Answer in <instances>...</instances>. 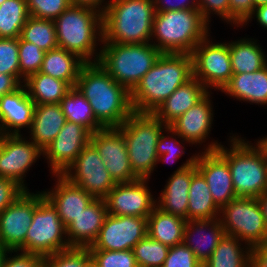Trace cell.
Returning a JSON list of instances; mask_svg holds the SVG:
<instances>
[{
    "label": "cell",
    "mask_w": 267,
    "mask_h": 267,
    "mask_svg": "<svg viewBox=\"0 0 267 267\" xmlns=\"http://www.w3.org/2000/svg\"><path fill=\"white\" fill-rule=\"evenodd\" d=\"M87 267H97L93 262H91Z\"/></svg>",
    "instance_id": "59"
},
{
    "label": "cell",
    "mask_w": 267,
    "mask_h": 267,
    "mask_svg": "<svg viewBox=\"0 0 267 267\" xmlns=\"http://www.w3.org/2000/svg\"><path fill=\"white\" fill-rule=\"evenodd\" d=\"M233 134L230 148L211 141L204 151H217L227 162L237 197L257 198L267 191V156L256 142ZM256 144V145H255Z\"/></svg>",
    "instance_id": "3"
},
{
    "label": "cell",
    "mask_w": 267,
    "mask_h": 267,
    "mask_svg": "<svg viewBox=\"0 0 267 267\" xmlns=\"http://www.w3.org/2000/svg\"><path fill=\"white\" fill-rule=\"evenodd\" d=\"M167 134L161 133L156 150H157V156L158 160L157 162H165L171 164L176 162L183 154H185L186 151H184L185 145L182 146V142L180 141L182 138L177 135L170 127H167L166 129ZM180 140H178L177 138Z\"/></svg>",
    "instance_id": "43"
},
{
    "label": "cell",
    "mask_w": 267,
    "mask_h": 267,
    "mask_svg": "<svg viewBox=\"0 0 267 267\" xmlns=\"http://www.w3.org/2000/svg\"><path fill=\"white\" fill-rule=\"evenodd\" d=\"M193 77L187 53H162L131 91L134 112L153 113L178 87Z\"/></svg>",
    "instance_id": "2"
},
{
    "label": "cell",
    "mask_w": 267,
    "mask_h": 267,
    "mask_svg": "<svg viewBox=\"0 0 267 267\" xmlns=\"http://www.w3.org/2000/svg\"><path fill=\"white\" fill-rule=\"evenodd\" d=\"M224 235L225 230L219 218L188 220L184 228L183 243L201 263H205Z\"/></svg>",
    "instance_id": "25"
},
{
    "label": "cell",
    "mask_w": 267,
    "mask_h": 267,
    "mask_svg": "<svg viewBox=\"0 0 267 267\" xmlns=\"http://www.w3.org/2000/svg\"><path fill=\"white\" fill-rule=\"evenodd\" d=\"M54 23L59 48L76 54L85 63L98 62L97 46L103 42V14L70 5Z\"/></svg>",
    "instance_id": "5"
},
{
    "label": "cell",
    "mask_w": 267,
    "mask_h": 267,
    "mask_svg": "<svg viewBox=\"0 0 267 267\" xmlns=\"http://www.w3.org/2000/svg\"><path fill=\"white\" fill-rule=\"evenodd\" d=\"M19 38H0V73L13 75L20 82Z\"/></svg>",
    "instance_id": "42"
},
{
    "label": "cell",
    "mask_w": 267,
    "mask_h": 267,
    "mask_svg": "<svg viewBox=\"0 0 267 267\" xmlns=\"http://www.w3.org/2000/svg\"><path fill=\"white\" fill-rule=\"evenodd\" d=\"M209 90L195 77L178 87L153 113L169 126L201 101Z\"/></svg>",
    "instance_id": "26"
},
{
    "label": "cell",
    "mask_w": 267,
    "mask_h": 267,
    "mask_svg": "<svg viewBox=\"0 0 267 267\" xmlns=\"http://www.w3.org/2000/svg\"><path fill=\"white\" fill-rule=\"evenodd\" d=\"M209 24L198 9L155 12L151 43L161 53L191 54L210 36Z\"/></svg>",
    "instance_id": "6"
},
{
    "label": "cell",
    "mask_w": 267,
    "mask_h": 267,
    "mask_svg": "<svg viewBox=\"0 0 267 267\" xmlns=\"http://www.w3.org/2000/svg\"><path fill=\"white\" fill-rule=\"evenodd\" d=\"M66 121L59 103L35 105L28 137L43 151L55 139Z\"/></svg>",
    "instance_id": "28"
},
{
    "label": "cell",
    "mask_w": 267,
    "mask_h": 267,
    "mask_svg": "<svg viewBox=\"0 0 267 267\" xmlns=\"http://www.w3.org/2000/svg\"><path fill=\"white\" fill-rule=\"evenodd\" d=\"M196 168L205 178L215 204L221 209L236 198L228 162L217 151H201Z\"/></svg>",
    "instance_id": "20"
},
{
    "label": "cell",
    "mask_w": 267,
    "mask_h": 267,
    "mask_svg": "<svg viewBox=\"0 0 267 267\" xmlns=\"http://www.w3.org/2000/svg\"><path fill=\"white\" fill-rule=\"evenodd\" d=\"M253 11V0H229V24L242 27L251 17Z\"/></svg>",
    "instance_id": "47"
},
{
    "label": "cell",
    "mask_w": 267,
    "mask_h": 267,
    "mask_svg": "<svg viewBox=\"0 0 267 267\" xmlns=\"http://www.w3.org/2000/svg\"><path fill=\"white\" fill-rule=\"evenodd\" d=\"M201 262L184 243L169 248L162 267H199Z\"/></svg>",
    "instance_id": "45"
},
{
    "label": "cell",
    "mask_w": 267,
    "mask_h": 267,
    "mask_svg": "<svg viewBox=\"0 0 267 267\" xmlns=\"http://www.w3.org/2000/svg\"><path fill=\"white\" fill-rule=\"evenodd\" d=\"M254 16L256 18V21L260 24V26L263 27V29L264 28L267 29V4L255 8L251 17L242 26L247 25L249 21L255 19Z\"/></svg>",
    "instance_id": "54"
},
{
    "label": "cell",
    "mask_w": 267,
    "mask_h": 267,
    "mask_svg": "<svg viewBox=\"0 0 267 267\" xmlns=\"http://www.w3.org/2000/svg\"><path fill=\"white\" fill-rule=\"evenodd\" d=\"M166 126L154 113L133 112L118 129L123 133L133 172L150 179L157 167L156 146Z\"/></svg>",
    "instance_id": "7"
},
{
    "label": "cell",
    "mask_w": 267,
    "mask_h": 267,
    "mask_svg": "<svg viewBox=\"0 0 267 267\" xmlns=\"http://www.w3.org/2000/svg\"><path fill=\"white\" fill-rule=\"evenodd\" d=\"M90 143L98 151L115 183H129L140 179L133 172L125 138L118 128H103L92 133Z\"/></svg>",
    "instance_id": "15"
},
{
    "label": "cell",
    "mask_w": 267,
    "mask_h": 267,
    "mask_svg": "<svg viewBox=\"0 0 267 267\" xmlns=\"http://www.w3.org/2000/svg\"><path fill=\"white\" fill-rule=\"evenodd\" d=\"M250 267H267V240L251 248Z\"/></svg>",
    "instance_id": "51"
},
{
    "label": "cell",
    "mask_w": 267,
    "mask_h": 267,
    "mask_svg": "<svg viewBox=\"0 0 267 267\" xmlns=\"http://www.w3.org/2000/svg\"><path fill=\"white\" fill-rule=\"evenodd\" d=\"M9 252L7 249L0 246V267H2L3 262L5 260V255Z\"/></svg>",
    "instance_id": "57"
},
{
    "label": "cell",
    "mask_w": 267,
    "mask_h": 267,
    "mask_svg": "<svg viewBox=\"0 0 267 267\" xmlns=\"http://www.w3.org/2000/svg\"><path fill=\"white\" fill-rule=\"evenodd\" d=\"M236 40L229 41L233 74L253 73L267 65V54L256 39L244 37Z\"/></svg>",
    "instance_id": "29"
},
{
    "label": "cell",
    "mask_w": 267,
    "mask_h": 267,
    "mask_svg": "<svg viewBox=\"0 0 267 267\" xmlns=\"http://www.w3.org/2000/svg\"><path fill=\"white\" fill-rule=\"evenodd\" d=\"M148 181L149 179H138L129 183H116L104 198L108 214L148 217L156 207Z\"/></svg>",
    "instance_id": "18"
},
{
    "label": "cell",
    "mask_w": 267,
    "mask_h": 267,
    "mask_svg": "<svg viewBox=\"0 0 267 267\" xmlns=\"http://www.w3.org/2000/svg\"><path fill=\"white\" fill-rule=\"evenodd\" d=\"M12 253L14 254L12 256ZM9 254V255H8ZM2 267H43V257L19 251H9Z\"/></svg>",
    "instance_id": "48"
},
{
    "label": "cell",
    "mask_w": 267,
    "mask_h": 267,
    "mask_svg": "<svg viewBox=\"0 0 267 267\" xmlns=\"http://www.w3.org/2000/svg\"><path fill=\"white\" fill-rule=\"evenodd\" d=\"M169 248L147 234L132 250L138 267H162Z\"/></svg>",
    "instance_id": "38"
},
{
    "label": "cell",
    "mask_w": 267,
    "mask_h": 267,
    "mask_svg": "<svg viewBox=\"0 0 267 267\" xmlns=\"http://www.w3.org/2000/svg\"><path fill=\"white\" fill-rule=\"evenodd\" d=\"M24 85L35 105L60 103L72 88L67 82L41 72L30 75Z\"/></svg>",
    "instance_id": "33"
},
{
    "label": "cell",
    "mask_w": 267,
    "mask_h": 267,
    "mask_svg": "<svg viewBox=\"0 0 267 267\" xmlns=\"http://www.w3.org/2000/svg\"><path fill=\"white\" fill-rule=\"evenodd\" d=\"M71 248L56 208L38 191V205L25 237V253L42 257Z\"/></svg>",
    "instance_id": "9"
},
{
    "label": "cell",
    "mask_w": 267,
    "mask_h": 267,
    "mask_svg": "<svg viewBox=\"0 0 267 267\" xmlns=\"http://www.w3.org/2000/svg\"><path fill=\"white\" fill-rule=\"evenodd\" d=\"M35 103L22 84L15 91L0 98V134H21V129H30Z\"/></svg>",
    "instance_id": "22"
},
{
    "label": "cell",
    "mask_w": 267,
    "mask_h": 267,
    "mask_svg": "<svg viewBox=\"0 0 267 267\" xmlns=\"http://www.w3.org/2000/svg\"><path fill=\"white\" fill-rule=\"evenodd\" d=\"M38 205V192H23L0 213V246L25 253V237Z\"/></svg>",
    "instance_id": "13"
},
{
    "label": "cell",
    "mask_w": 267,
    "mask_h": 267,
    "mask_svg": "<svg viewBox=\"0 0 267 267\" xmlns=\"http://www.w3.org/2000/svg\"><path fill=\"white\" fill-rule=\"evenodd\" d=\"M91 262L88 248L71 247L43 257V267H87Z\"/></svg>",
    "instance_id": "40"
},
{
    "label": "cell",
    "mask_w": 267,
    "mask_h": 267,
    "mask_svg": "<svg viewBox=\"0 0 267 267\" xmlns=\"http://www.w3.org/2000/svg\"><path fill=\"white\" fill-rule=\"evenodd\" d=\"M155 12L171 10L198 9L197 0H152Z\"/></svg>",
    "instance_id": "50"
},
{
    "label": "cell",
    "mask_w": 267,
    "mask_h": 267,
    "mask_svg": "<svg viewBox=\"0 0 267 267\" xmlns=\"http://www.w3.org/2000/svg\"><path fill=\"white\" fill-rule=\"evenodd\" d=\"M84 64L85 62L76 54L57 47L45 53L39 72L75 87L79 72Z\"/></svg>",
    "instance_id": "30"
},
{
    "label": "cell",
    "mask_w": 267,
    "mask_h": 267,
    "mask_svg": "<svg viewBox=\"0 0 267 267\" xmlns=\"http://www.w3.org/2000/svg\"><path fill=\"white\" fill-rule=\"evenodd\" d=\"M147 235V217L107 214L99 235L88 250H132Z\"/></svg>",
    "instance_id": "16"
},
{
    "label": "cell",
    "mask_w": 267,
    "mask_h": 267,
    "mask_svg": "<svg viewBox=\"0 0 267 267\" xmlns=\"http://www.w3.org/2000/svg\"><path fill=\"white\" fill-rule=\"evenodd\" d=\"M257 201L260 205L261 211L264 216L265 224L267 227V191L264 192L261 196H258Z\"/></svg>",
    "instance_id": "55"
},
{
    "label": "cell",
    "mask_w": 267,
    "mask_h": 267,
    "mask_svg": "<svg viewBox=\"0 0 267 267\" xmlns=\"http://www.w3.org/2000/svg\"><path fill=\"white\" fill-rule=\"evenodd\" d=\"M23 137L22 134H0V177L11 179L29 191L24 177L43 151Z\"/></svg>",
    "instance_id": "14"
},
{
    "label": "cell",
    "mask_w": 267,
    "mask_h": 267,
    "mask_svg": "<svg viewBox=\"0 0 267 267\" xmlns=\"http://www.w3.org/2000/svg\"><path fill=\"white\" fill-rule=\"evenodd\" d=\"M54 188L42 191L44 196L56 208L63 225L66 227L95 198L81 187L69 182L62 175H54Z\"/></svg>",
    "instance_id": "23"
},
{
    "label": "cell",
    "mask_w": 267,
    "mask_h": 267,
    "mask_svg": "<svg viewBox=\"0 0 267 267\" xmlns=\"http://www.w3.org/2000/svg\"><path fill=\"white\" fill-rule=\"evenodd\" d=\"M97 267H138L133 250H89Z\"/></svg>",
    "instance_id": "41"
},
{
    "label": "cell",
    "mask_w": 267,
    "mask_h": 267,
    "mask_svg": "<svg viewBox=\"0 0 267 267\" xmlns=\"http://www.w3.org/2000/svg\"><path fill=\"white\" fill-rule=\"evenodd\" d=\"M208 37L203 39L191 53L193 77L210 92L212 89L221 91L233 75L229 42L214 43Z\"/></svg>",
    "instance_id": "11"
},
{
    "label": "cell",
    "mask_w": 267,
    "mask_h": 267,
    "mask_svg": "<svg viewBox=\"0 0 267 267\" xmlns=\"http://www.w3.org/2000/svg\"><path fill=\"white\" fill-rule=\"evenodd\" d=\"M221 92L239 101L267 106V65L253 73L233 74Z\"/></svg>",
    "instance_id": "27"
},
{
    "label": "cell",
    "mask_w": 267,
    "mask_h": 267,
    "mask_svg": "<svg viewBox=\"0 0 267 267\" xmlns=\"http://www.w3.org/2000/svg\"><path fill=\"white\" fill-rule=\"evenodd\" d=\"M187 220L155 207L147 217V234L169 247L183 243Z\"/></svg>",
    "instance_id": "31"
},
{
    "label": "cell",
    "mask_w": 267,
    "mask_h": 267,
    "mask_svg": "<svg viewBox=\"0 0 267 267\" xmlns=\"http://www.w3.org/2000/svg\"><path fill=\"white\" fill-rule=\"evenodd\" d=\"M70 5V0H27L31 17L53 21Z\"/></svg>",
    "instance_id": "44"
},
{
    "label": "cell",
    "mask_w": 267,
    "mask_h": 267,
    "mask_svg": "<svg viewBox=\"0 0 267 267\" xmlns=\"http://www.w3.org/2000/svg\"><path fill=\"white\" fill-rule=\"evenodd\" d=\"M59 104L68 121L81 124L91 133L103 129L96 121L89 101L76 87H72Z\"/></svg>",
    "instance_id": "35"
},
{
    "label": "cell",
    "mask_w": 267,
    "mask_h": 267,
    "mask_svg": "<svg viewBox=\"0 0 267 267\" xmlns=\"http://www.w3.org/2000/svg\"><path fill=\"white\" fill-rule=\"evenodd\" d=\"M98 63L130 92L162 54L152 43H102Z\"/></svg>",
    "instance_id": "8"
},
{
    "label": "cell",
    "mask_w": 267,
    "mask_h": 267,
    "mask_svg": "<svg viewBox=\"0 0 267 267\" xmlns=\"http://www.w3.org/2000/svg\"><path fill=\"white\" fill-rule=\"evenodd\" d=\"M91 132L84 126L66 121L55 139L43 150L51 174L62 175L90 143Z\"/></svg>",
    "instance_id": "17"
},
{
    "label": "cell",
    "mask_w": 267,
    "mask_h": 267,
    "mask_svg": "<svg viewBox=\"0 0 267 267\" xmlns=\"http://www.w3.org/2000/svg\"><path fill=\"white\" fill-rule=\"evenodd\" d=\"M4 1H6V0H0V5H1Z\"/></svg>",
    "instance_id": "61"
},
{
    "label": "cell",
    "mask_w": 267,
    "mask_h": 267,
    "mask_svg": "<svg viewBox=\"0 0 267 267\" xmlns=\"http://www.w3.org/2000/svg\"><path fill=\"white\" fill-rule=\"evenodd\" d=\"M62 176L95 199H104L116 184L91 143L83 148Z\"/></svg>",
    "instance_id": "12"
},
{
    "label": "cell",
    "mask_w": 267,
    "mask_h": 267,
    "mask_svg": "<svg viewBox=\"0 0 267 267\" xmlns=\"http://www.w3.org/2000/svg\"><path fill=\"white\" fill-rule=\"evenodd\" d=\"M108 214L104 199H94L66 226L70 247L88 248L97 239Z\"/></svg>",
    "instance_id": "24"
},
{
    "label": "cell",
    "mask_w": 267,
    "mask_h": 267,
    "mask_svg": "<svg viewBox=\"0 0 267 267\" xmlns=\"http://www.w3.org/2000/svg\"><path fill=\"white\" fill-rule=\"evenodd\" d=\"M22 84L13 76L0 73V98L18 89Z\"/></svg>",
    "instance_id": "52"
},
{
    "label": "cell",
    "mask_w": 267,
    "mask_h": 267,
    "mask_svg": "<svg viewBox=\"0 0 267 267\" xmlns=\"http://www.w3.org/2000/svg\"><path fill=\"white\" fill-rule=\"evenodd\" d=\"M256 142L260 145V147L265 151L266 156H267V136L256 140Z\"/></svg>",
    "instance_id": "56"
},
{
    "label": "cell",
    "mask_w": 267,
    "mask_h": 267,
    "mask_svg": "<svg viewBox=\"0 0 267 267\" xmlns=\"http://www.w3.org/2000/svg\"><path fill=\"white\" fill-rule=\"evenodd\" d=\"M197 2L198 10L208 23L211 22V15L215 14L229 24V0H197Z\"/></svg>",
    "instance_id": "46"
},
{
    "label": "cell",
    "mask_w": 267,
    "mask_h": 267,
    "mask_svg": "<svg viewBox=\"0 0 267 267\" xmlns=\"http://www.w3.org/2000/svg\"><path fill=\"white\" fill-rule=\"evenodd\" d=\"M199 267H207L205 263H201Z\"/></svg>",
    "instance_id": "60"
},
{
    "label": "cell",
    "mask_w": 267,
    "mask_h": 267,
    "mask_svg": "<svg viewBox=\"0 0 267 267\" xmlns=\"http://www.w3.org/2000/svg\"><path fill=\"white\" fill-rule=\"evenodd\" d=\"M45 51L33 43L23 41L19 37V65H20V83L32 74L38 73L44 60Z\"/></svg>",
    "instance_id": "39"
},
{
    "label": "cell",
    "mask_w": 267,
    "mask_h": 267,
    "mask_svg": "<svg viewBox=\"0 0 267 267\" xmlns=\"http://www.w3.org/2000/svg\"><path fill=\"white\" fill-rule=\"evenodd\" d=\"M198 153L188 158L168 178L160 196L156 199V207L163 212L179 216L187 220L189 188L192 175L197 171L196 159ZM158 200V201H157Z\"/></svg>",
    "instance_id": "19"
},
{
    "label": "cell",
    "mask_w": 267,
    "mask_h": 267,
    "mask_svg": "<svg viewBox=\"0 0 267 267\" xmlns=\"http://www.w3.org/2000/svg\"><path fill=\"white\" fill-rule=\"evenodd\" d=\"M211 94L209 92L201 101L168 126L182 138L183 143H189V146L190 144L202 145L210 136L214 120Z\"/></svg>",
    "instance_id": "21"
},
{
    "label": "cell",
    "mask_w": 267,
    "mask_h": 267,
    "mask_svg": "<svg viewBox=\"0 0 267 267\" xmlns=\"http://www.w3.org/2000/svg\"><path fill=\"white\" fill-rule=\"evenodd\" d=\"M219 219L226 235L249 247L267 240V227L257 198L236 197L220 209Z\"/></svg>",
    "instance_id": "10"
},
{
    "label": "cell",
    "mask_w": 267,
    "mask_h": 267,
    "mask_svg": "<svg viewBox=\"0 0 267 267\" xmlns=\"http://www.w3.org/2000/svg\"><path fill=\"white\" fill-rule=\"evenodd\" d=\"M154 15L152 0H110L103 13L102 43H151Z\"/></svg>",
    "instance_id": "4"
},
{
    "label": "cell",
    "mask_w": 267,
    "mask_h": 267,
    "mask_svg": "<svg viewBox=\"0 0 267 267\" xmlns=\"http://www.w3.org/2000/svg\"><path fill=\"white\" fill-rule=\"evenodd\" d=\"M235 236L224 235L212 255L205 262L207 267H250L251 247L241 246ZM243 247V248H242Z\"/></svg>",
    "instance_id": "34"
},
{
    "label": "cell",
    "mask_w": 267,
    "mask_h": 267,
    "mask_svg": "<svg viewBox=\"0 0 267 267\" xmlns=\"http://www.w3.org/2000/svg\"><path fill=\"white\" fill-rule=\"evenodd\" d=\"M75 87L89 101L96 121L103 128H118L134 112L131 92L98 62L82 66Z\"/></svg>",
    "instance_id": "1"
},
{
    "label": "cell",
    "mask_w": 267,
    "mask_h": 267,
    "mask_svg": "<svg viewBox=\"0 0 267 267\" xmlns=\"http://www.w3.org/2000/svg\"><path fill=\"white\" fill-rule=\"evenodd\" d=\"M25 190L15 181L0 177V213L12 204Z\"/></svg>",
    "instance_id": "49"
},
{
    "label": "cell",
    "mask_w": 267,
    "mask_h": 267,
    "mask_svg": "<svg viewBox=\"0 0 267 267\" xmlns=\"http://www.w3.org/2000/svg\"><path fill=\"white\" fill-rule=\"evenodd\" d=\"M219 214L220 208L215 204L205 178L197 170L189 188L187 221L215 219Z\"/></svg>",
    "instance_id": "32"
},
{
    "label": "cell",
    "mask_w": 267,
    "mask_h": 267,
    "mask_svg": "<svg viewBox=\"0 0 267 267\" xmlns=\"http://www.w3.org/2000/svg\"><path fill=\"white\" fill-rule=\"evenodd\" d=\"M254 3V9L267 4V0H253Z\"/></svg>",
    "instance_id": "58"
},
{
    "label": "cell",
    "mask_w": 267,
    "mask_h": 267,
    "mask_svg": "<svg viewBox=\"0 0 267 267\" xmlns=\"http://www.w3.org/2000/svg\"><path fill=\"white\" fill-rule=\"evenodd\" d=\"M108 3L109 0L108 2L105 0H70V4L73 6L90 8L96 10L97 12H100L101 14H103L106 10Z\"/></svg>",
    "instance_id": "53"
},
{
    "label": "cell",
    "mask_w": 267,
    "mask_h": 267,
    "mask_svg": "<svg viewBox=\"0 0 267 267\" xmlns=\"http://www.w3.org/2000/svg\"><path fill=\"white\" fill-rule=\"evenodd\" d=\"M30 17L27 0H6L0 5V38H19Z\"/></svg>",
    "instance_id": "36"
},
{
    "label": "cell",
    "mask_w": 267,
    "mask_h": 267,
    "mask_svg": "<svg viewBox=\"0 0 267 267\" xmlns=\"http://www.w3.org/2000/svg\"><path fill=\"white\" fill-rule=\"evenodd\" d=\"M20 38L33 43L47 52L58 47L55 23L53 20L29 17L21 29Z\"/></svg>",
    "instance_id": "37"
}]
</instances>
